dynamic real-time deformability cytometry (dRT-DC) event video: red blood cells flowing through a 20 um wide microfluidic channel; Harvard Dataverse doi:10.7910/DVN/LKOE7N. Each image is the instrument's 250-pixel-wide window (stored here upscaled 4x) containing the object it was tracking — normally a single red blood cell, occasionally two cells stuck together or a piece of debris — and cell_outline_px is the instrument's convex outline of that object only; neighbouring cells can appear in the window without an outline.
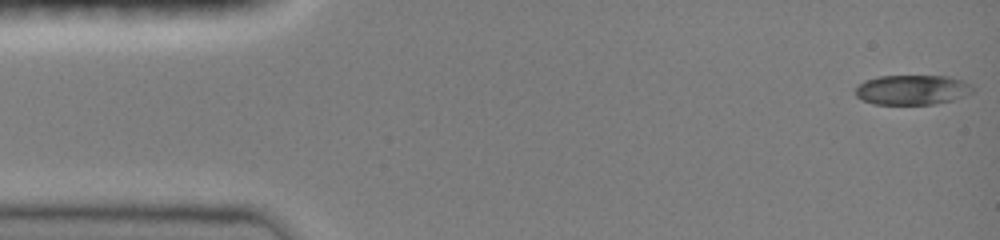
{"species": "common noctule bat (a hibernating species)", "species_latin": "Nyctalus noctula", "temperature_condition": "room temperature", "stored_images_in_passage": 47, "camera_frame_rate_fps": 3000, "um_per_image_px": 0.085, "animal": {"sex": "female", "body_mass_g": 19.0, "forearm_length_mm": 51.5}, "frame": {"image": 1, "passage_image": 1, "time_ms": 0.0, "image_size_px": [1000, 240], "cell_outline_px": [[976, 88], [972, 92], [964, 96], [952, 100], [936, 104], [872, 104], [856, 96], [856, 88], [864, 80], [880, 76], [948, 76], [972, 84]], "centroid_in_image_um": [77.56, 7.63], "position_along_channel_um": 7.4, "area_um2": 20.4}}
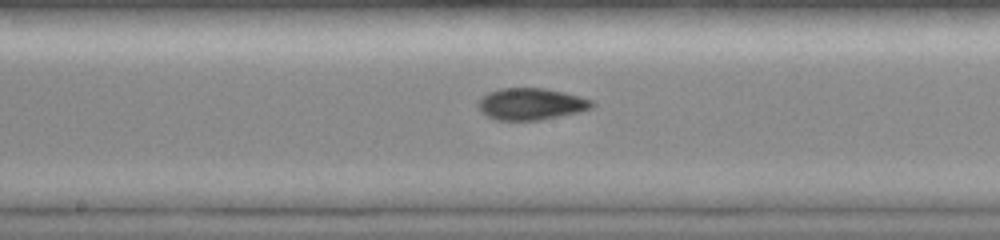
{"frame": {"image": 2, "passage_image": 24, "time_ms": 7.667, "image_size_px": [1000, 240], "cell_outline_px": [[596, 104], [592, 108], [576, 112], [540, 120], [496, 120], [480, 112], [476, 104], [488, 92], [500, 88], [544, 88], [564, 92], [580, 96], [592, 100]], "centroid_in_image_um": [45.12, 8.83], "position_along_channel_um": 203.1, "area_um2": 21.04}}
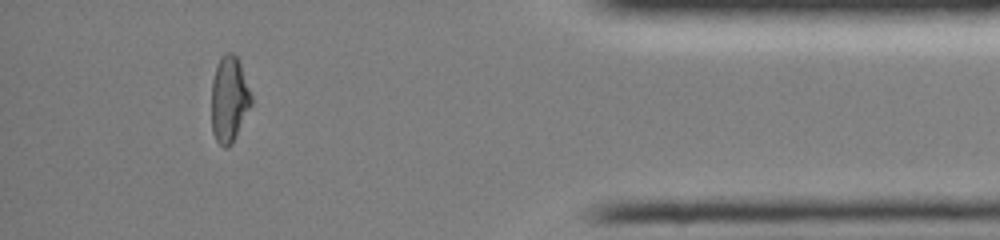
{"frame": {"image": 3, "passage_image": 42, "time_ms": 13.667, "image_size_px": [1000, 240], "cell_outline_px": [[252, 104], [232, 144], [228, 148], [224, 148], [216, 140], [212, 132], [212, 80], [216, 64], [220, 56], [228, 52], [232, 52], [240, 60], [252, 96]], "centroid_in_image_um": [19.49, 8.41], "position_along_channel_um": 415.7, "area_um2": 20.23}, "authors_computed_cell_mechanics": {"area_um2": 20.6346, "velocity_mm_per_s": 4.0951, "shape_relaxation_time_tau1_ms": 9.0294, "shape_relaxation_time_tau2_ms": 2.6537, "deformation_change_tau1": 0.2532, "deformation_change_tau2": 0.0688}}